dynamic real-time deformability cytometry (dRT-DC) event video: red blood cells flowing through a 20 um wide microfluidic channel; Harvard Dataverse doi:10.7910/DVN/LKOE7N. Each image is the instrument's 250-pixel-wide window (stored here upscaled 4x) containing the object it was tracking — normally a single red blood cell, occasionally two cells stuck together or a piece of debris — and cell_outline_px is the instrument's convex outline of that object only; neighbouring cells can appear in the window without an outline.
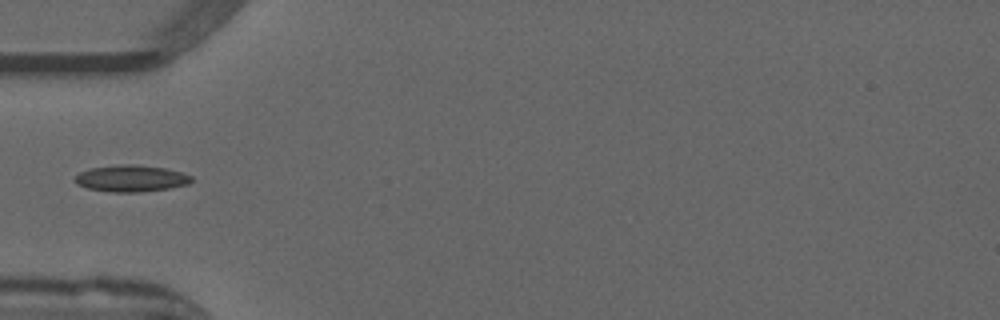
{"species": "common noctule bat (a hibernating species)", "species_latin": "Nyctalus noctula", "temperature_condition": "warm", "stored_images_in_passage": 34, "camera_frame_rate_fps": 3000, "um_per_image_px": 0.085, "animal": {"sex": "male", "forearm_length_mm": 52.5}, "frame": {"image": 1, "passage_image": 1, "time_ms": 0.0, "image_size_px": [1000, 320], "cell_outline_px": [[192, 180], [188, 184], [168, 188], [140, 192], [108, 192], [88, 188], [76, 184], [72, 180], [80, 172], [92, 168], [120, 164], [132, 164], [164, 168], [180, 172], [192, 176]], "centroid_in_image_um": [11.11, 15.17], "position_along_channel_um": 73.9, "area_um2": 17.98}}
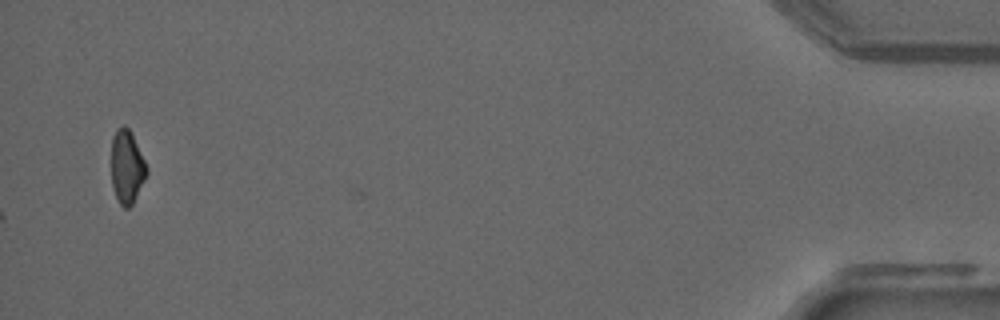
{"frame": {"image": 2, "passage_image": 34, "time_ms": 11.0, "image_size_px": [1000, 320], "cell_outline_px": [[148, 172], [132, 204], [128, 208], [124, 208], [120, 204], [112, 188], [112, 136], [116, 128], [124, 124], [128, 128], [148, 168]], "centroid_in_image_um": [10.77, 14.18], "position_along_channel_um": 424.4, "area_um2": 14.85}}